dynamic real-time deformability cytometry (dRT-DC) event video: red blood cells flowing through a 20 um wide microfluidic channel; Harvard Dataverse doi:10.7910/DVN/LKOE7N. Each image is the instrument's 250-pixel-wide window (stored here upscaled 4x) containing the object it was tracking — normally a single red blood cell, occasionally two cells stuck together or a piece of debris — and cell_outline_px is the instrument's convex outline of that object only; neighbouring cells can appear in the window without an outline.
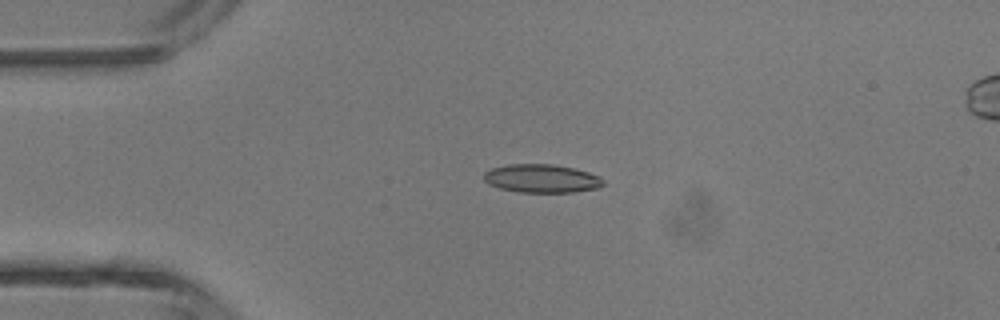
{"species": "common noctule bat (a hibernating species)", "species_latin": "Nyctalus noctula", "temperature_condition": "room temperature", "stored_images_in_passage": 5, "segment_of_instrument_passage": [1, 2], "camera_frame_rate_fps": 3000, "um_per_image_px": 0.085, "animal": {"sex": "male", "body_mass_g": 13.3}, "frame": {"image": 1, "passage_image": 3, "time_ms": 3.333, "image_size_px": [1000, 320], "cell_outline_px": [[604, 184], [600, 188], [572, 192], [516, 192], [500, 188], [488, 184], [484, 180], [484, 172], [492, 168], [508, 164], [552, 164], [572, 168], [588, 172], [600, 176], [604, 180]], "centroid_in_image_um": [46.05, 15.17], "position_along_channel_um": 39.0, "area_um2": 19.83}}